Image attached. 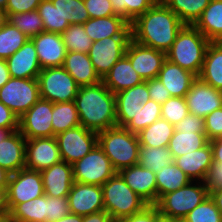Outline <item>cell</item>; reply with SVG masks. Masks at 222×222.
I'll return each instance as SVG.
<instances>
[{
    "mask_svg": "<svg viewBox=\"0 0 222 222\" xmlns=\"http://www.w3.org/2000/svg\"><path fill=\"white\" fill-rule=\"evenodd\" d=\"M125 183L148 205L157 203L156 174L141 165H133L118 172Z\"/></svg>",
    "mask_w": 222,
    "mask_h": 222,
    "instance_id": "18",
    "label": "cell"
},
{
    "mask_svg": "<svg viewBox=\"0 0 222 222\" xmlns=\"http://www.w3.org/2000/svg\"><path fill=\"white\" fill-rule=\"evenodd\" d=\"M158 79L171 97H184L197 76L166 59L159 71Z\"/></svg>",
    "mask_w": 222,
    "mask_h": 222,
    "instance_id": "26",
    "label": "cell"
},
{
    "mask_svg": "<svg viewBox=\"0 0 222 222\" xmlns=\"http://www.w3.org/2000/svg\"><path fill=\"white\" fill-rule=\"evenodd\" d=\"M74 102L84 128L98 133L117 126L115 94L102 81L80 86Z\"/></svg>",
    "mask_w": 222,
    "mask_h": 222,
    "instance_id": "2",
    "label": "cell"
},
{
    "mask_svg": "<svg viewBox=\"0 0 222 222\" xmlns=\"http://www.w3.org/2000/svg\"><path fill=\"white\" fill-rule=\"evenodd\" d=\"M0 215H10L7 189H0Z\"/></svg>",
    "mask_w": 222,
    "mask_h": 222,
    "instance_id": "58",
    "label": "cell"
},
{
    "mask_svg": "<svg viewBox=\"0 0 222 222\" xmlns=\"http://www.w3.org/2000/svg\"><path fill=\"white\" fill-rule=\"evenodd\" d=\"M44 194L49 197H68L74 183L73 166L63 160L40 171Z\"/></svg>",
    "mask_w": 222,
    "mask_h": 222,
    "instance_id": "22",
    "label": "cell"
},
{
    "mask_svg": "<svg viewBox=\"0 0 222 222\" xmlns=\"http://www.w3.org/2000/svg\"><path fill=\"white\" fill-rule=\"evenodd\" d=\"M184 222H222V216L214 201L208 196L184 218Z\"/></svg>",
    "mask_w": 222,
    "mask_h": 222,
    "instance_id": "45",
    "label": "cell"
},
{
    "mask_svg": "<svg viewBox=\"0 0 222 222\" xmlns=\"http://www.w3.org/2000/svg\"><path fill=\"white\" fill-rule=\"evenodd\" d=\"M208 142L206 133L175 130L169 141L168 148L175 159L204 147Z\"/></svg>",
    "mask_w": 222,
    "mask_h": 222,
    "instance_id": "32",
    "label": "cell"
},
{
    "mask_svg": "<svg viewBox=\"0 0 222 222\" xmlns=\"http://www.w3.org/2000/svg\"><path fill=\"white\" fill-rule=\"evenodd\" d=\"M47 195L15 205L10 210L12 222H46Z\"/></svg>",
    "mask_w": 222,
    "mask_h": 222,
    "instance_id": "31",
    "label": "cell"
},
{
    "mask_svg": "<svg viewBox=\"0 0 222 222\" xmlns=\"http://www.w3.org/2000/svg\"><path fill=\"white\" fill-rule=\"evenodd\" d=\"M213 150V162L222 164V136L210 141Z\"/></svg>",
    "mask_w": 222,
    "mask_h": 222,
    "instance_id": "57",
    "label": "cell"
},
{
    "mask_svg": "<svg viewBox=\"0 0 222 222\" xmlns=\"http://www.w3.org/2000/svg\"><path fill=\"white\" fill-rule=\"evenodd\" d=\"M157 201L170 192L180 189L191 182V179L173 162L167 167H162L156 173Z\"/></svg>",
    "mask_w": 222,
    "mask_h": 222,
    "instance_id": "34",
    "label": "cell"
},
{
    "mask_svg": "<svg viewBox=\"0 0 222 222\" xmlns=\"http://www.w3.org/2000/svg\"><path fill=\"white\" fill-rule=\"evenodd\" d=\"M158 119H161V105L150 99L148 102L140 104L136 115L124 127L130 132L138 134Z\"/></svg>",
    "mask_w": 222,
    "mask_h": 222,
    "instance_id": "38",
    "label": "cell"
},
{
    "mask_svg": "<svg viewBox=\"0 0 222 222\" xmlns=\"http://www.w3.org/2000/svg\"><path fill=\"white\" fill-rule=\"evenodd\" d=\"M97 144L109 158L116 172L138 164V136L125 127L114 126L98 132Z\"/></svg>",
    "mask_w": 222,
    "mask_h": 222,
    "instance_id": "3",
    "label": "cell"
},
{
    "mask_svg": "<svg viewBox=\"0 0 222 222\" xmlns=\"http://www.w3.org/2000/svg\"><path fill=\"white\" fill-rule=\"evenodd\" d=\"M146 82L151 100L162 105L171 98L170 93L158 78L148 79Z\"/></svg>",
    "mask_w": 222,
    "mask_h": 222,
    "instance_id": "51",
    "label": "cell"
},
{
    "mask_svg": "<svg viewBox=\"0 0 222 222\" xmlns=\"http://www.w3.org/2000/svg\"><path fill=\"white\" fill-rule=\"evenodd\" d=\"M90 18L116 15L110 0H83Z\"/></svg>",
    "mask_w": 222,
    "mask_h": 222,
    "instance_id": "49",
    "label": "cell"
},
{
    "mask_svg": "<svg viewBox=\"0 0 222 222\" xmlns=\"http://www.w3.org/2000/svg\"><path fill=\"white\" fill-rule=\"evenodd\" d=\"M209 196L214 201L222 216V188L209 192Z\"/></svg>",
    "mask_w": 222,
    "mask_h": 222,
    "instance_id": "60",
    "label": "cell"
},
{
    "mask_svg": "<svg viewBox=\"0 0 222 222\" xmlns=\"http://www.w3.org/2000/svg\"><path fill=\"white\" fill-rule=\"evenodd\" d=\"M79 86L94 85L102 81L88 53L67 52L62 66Z\"/></svg>",
    "mask_w": 222,
    "mask_h": 222,
    "instance_id": "28",
    "label": "cell"
},
{
    "mask_svg": "<svg viewBox=\"0 0 222 222\" xmlns=\"http://www.w3.org/2000/svg\"><path fill=\"white\" fill-rule=\"evenodd\" d=\"M175 130L194 131V133H205L204 118L194 114H188L178 124Z\"/></svg>",
    "mask_w": 222,
    "mask_h": 222,
    "instance_id": "53",
    "label": "cell"
},
{
    "mask_svg": "<svg viewBox=\"0 0 222 222\" xmlns=\"http://www.w3.org/2000/svg\"><path fill=\"white\" fill-rule=\"evenodd\" d=\"M138 164L150 169L155 174L162 167H167L174 162V158L168 147L140 146Z\"/></svg>",
    "mask_w": 222,
    "mask_h": 222,
    "instance_id": "37",
    "label": "cell"
},
{
    "mask_svg": "<svg viewBox=\"0 0 222 222\" xmlns=\"http://www.w3.org/2000/svg\"><path fill=\"white\" fill-rule=\"evenodd\" d=\"M208 192L222 188V164L213 162L203 180Z\"/></svg>",
    "mask_w": 222,
    "mask_h": 222,
    "instance_id": "52",
    "label": "cell"
},
{
    "mask_svg": "<svg viewBox=\"0 0 222 222\" xmlns=\"http://www.w3.org/2000/svg\"><path fill=\"white\" fill-rule=\"evenodd\" d=\"M72 166L74 181L82 184L102 186L116 173L98 144Z\"/></svg>",
    "mask_w": 222,
    "mask_h": 222,
    "instance_id": "8",
    "label": "cell"
},
{
    "mask_svg": "<svg viewBox=\"0 0 222 222\" xmlns=\"http://www.w3.org/2000/svg\"><path fill=\"white\" fill-rule=\"evenodd\" d=\"M67 198L73 214L86 216L104 210L103 190L98 185L74 181Z\"/></svg>",
    "mask_w": 222,
    "mask_h": 222,
    "instance_id": "16",
    "label": "cell"
},
{
    "mask_svg": "<svg viewBox=\"0 0 222 222\" xmlns=\"http://www.w3.org/2000/svg\"><path fill=\"white\" fill-rule=\"evenodd\" d=\"M61 160L58 143L55 137L26 139V169L42 171Z\"/></svg>",
    "mask_w": 222,
    "mask_h": 222,
    "instance_id": "15",
    "label": "cell"
},
{
    "mask_svg": "<svg viewBox=\"0 0 222 222\" xmlns=\"http://www.w3.org/2000/svg\"><path fill=\"white\" fill-rule=\"evenodd\" d=\"M7 22L17 27L29 39L44 31L43 21L37 10L7 14Z\"/></svg>",
    "mask_w": 222,
    "mask_h": 222,
    "instance_id": "40",
    "label": "cell"
},
{
    "mask_svg": "<svg viewBox=\"0 0 222 222\" xmlns=\"http://www.w3.org/2000/svg\"><path fill=\"white\" fill-rule=\"evenodd\" d=\"M190 114L205 118L222 107V91L202 82L198 77L185 96Z\"/></svg>",
    "mask_w": 222,
    "mask_h": 222,
    "instance_id": "17",
    "label": "cell"
},
{
    "mask_svg": "<svg viewBox=\"0 0 222 222\" xmlns=\"http://www.w3.org/2000/svg\"><path fill=\"white\" fill-rule=\"evenodd\" d=\"M61 159L69 164L83 158L97 145V132L78 126L55 136Z\"/></svg>",
    "mask_w": 222,
    "mask_h": 222,
    "instance_id": "10",
    "label": "cell"
},
{
    "mask_svg": "<svg viewBox=\"0 0 222 222\" xmlns=\"http://www.w3.org/2000/svg\"><path fill=\"white\" fill-rule=\"evenodd\" d=\"M130 26L131 38L136 43L167 53L185 24L158 0Z\"/></svg>",
    "mask_w": 222,
    "mask_h": 222,
    "instance_id": "1",
    "label": "cell"
},
{
    "mask_svg": "<svg viewBox=\"0 0 222 222\" xmlns=\"http://www.w3.org/2000/svg\"><path fill=\"white\" fill-rule=\"evenodd\" d=\"M193 26L210 42H222V0H211Z\"/></svg>",
    "mask_w": 222,
    "mask_h": 222,
    "instance_id": "30",
    "label": "cell"
},
{
    "mask_svg": "<svg viewBox=\"0 0 222 222\" xmlns=\"http://www.w3.org/2000/svg\"><path fill=\"white\" fill-rule=\"evenodd\" d=\"M10 78L6 60L0 59V89L9 81Z\"/></svg>",
    "mask_w": 222,
    "mask_h": 222,
    "instance_id": "59",
    "label": "cell"
},
{
    "mask_svg": "<svg viewBox=\"0 0 222 222\" xmlns=\"http://www.w3.org/2000/svg\"><path fill=\"white\" fill-rule=\"evenodd\" d=\"M55 222H83V216L69 213L67 216H65Z\"/></svg>",
    "mask_w": 222,
    "mask_h": 222,
    "instance_id": "62",
    "label": "cell"
},
{
    "mask_svg": "<svg viewBox=\"0 0 222 222\" xmlns=\"http://www.w3.org/2000/svg\"><path fill=\"white\" fill-rule=\"evenodd\" d=\"M204 127L209 141L222 136V107L204 118Z\"/></svg>",
    "mask_w": 222,
    "mask_h": 222,
    "instance_id": "48",
    "label": "cell"
},
{
    "mask_svg": "<svg viewBox=\"0 0 222 222\" xmlns=\"http://www.w3.org/2000/svg\"><path fill=\"white\" fill-rule=\"evenodd\" d=\"M10 173L0 166V189H7Z\"/></svg>",
    "mask_w": 222,
    "mask_h": 222,
    "instance_id": "61",
    "label": "cell"
},
{
    "mask_svg": "<svg viewBox=\"0 0 222 222\" xmlns=\"http://www.w3.org/2000/svg\"><path fill=\"white\" fill-rule=\"evenodd\" d=\"M26 138L19 130L10 132L0 142V166L10 174L25 168Z\"/></svg>",
    "mask_w": 222,
    "mask_h": 222,
    "instance_id": "23",
    "label": "cell"
},
{
    "mask_svg": "<svg viewBox=\"0 0 222 222\" xmlns=\"http://www.w3.org/2000/svg\"><path fill=\"white\" fill-rule=\"evenodd\" d=\"M185 25H193L211 0H161Z\"/></svg>",
    "mask_w": 222,
    "mask_h": 222,
    "instance_id": "36",
    "label": "cell"
},
{
    "mask_svg": "<svg viewBox=\"0 0 222 222\" xmlns=\"http://www.w3.org/2000/svg\"><path fill=\"white\" fill-rule=\"evenodd\" d=\"M61 36L67 52L88 53L93 44L83 24L70 25Z\"/></svg>",
    "mask_w": 222,
    "mask_h": 222,
    "instance_id": "41",
    "label": "cell"
},
{
    "mask_svg": "<svg viewBox=\"0 0 222 222\" xmlns=\"http://www.w3.org/2000/svg\"><path fill=\"white\" fill-rule=\"evenodd\" d=\"M10 210L17 204L44 195V186L40 171L26 168L10 175L7 186Z\"/></svg>",
    "mask_w": 222,
    "mask_h": 222,
    "instance_id": "13",
    "label": "cell"
},
{
    "mask_svg": "<svg viewBox=\"0 0 222 222\" xmlns=\"http://www.w3.org/2000/svg\"><path fill=\"white\" fill-rule=\"evenodd\" d=\"M37 11L43 21L44 31L46 32L62 34L70 26L67 20H63L51 0H42Z\"/></svg>",
    "mask_w": 222,
    "mask_h": 222,
    "instance_id": "42",
    "label": "cell"
},
{
    "mask_svg": "<svg viewBox=\"0 0 222 222\" xmlns=\"http://www.w3.org/2000/svg\"><path fill=\"white\" fill-rule=\"evenodd\" d=\"M0 129L14 132L19 130V118L0 101Z\"/></svg>",
    "mask_w": 222,
    "mask_h": 222,
    "instance_id": "55",
    "label": "cell"
},
{
    "mask_svg": "<svg viewBox=\"0 0 222 222\" xmlns=\"http://www.w3.org/2000/svg\"><path fill=\"white\" fill-rule=\"evenodd\" d=\"M41 2L42 0H8L5 12L12 14L35 11Z\"/></svg>",
    "mask_w": 222,
    "mask_h": 222,
    "instance_id": "54",
    "label": "cell"
},
{
    "mask_svg": "<svg viewBox=\"0 0 222 222\" xmlns=\"http://www.w3.org/2000/svg\"><path fill=\"white\" fill-rule=\"evenodd\" d=\"M37 80L41 99L53 103L74 101L80 87L62 66L42 69Z\"/></svg>",
    "mask_w": 222,
    "mask_h": 222,
    "instance_id": "7",
    "label": "cell"
},
{
    "mask_svg": "<svg viewBox=\"0 0 222 222\" xmlns=\"http://www.w3.org/2000/svg\"><path fill=\"white\" fill-rule=\"evenodd\" d=\"M63 20L70 25L83 24L90 19L83 0H51Z\"/></svg>",
    "mask_w": 222,
    "mask_h": 222,
    "instance_id": "43",
    "label": "cell"
},
{
    "mask_svg": "<svg viewBox=\"0 0 222 222\" xmlns=\"http://www.w3.org/2000/svg\"><path fill=\"white\" fill-rule=\"evenodd\" d=\"M78 126H80V119L74 101L53 103V137L61 132Z\"/></svg>",
    "mask_w": 222,
    "mask_h": 222,
    "instance_id": "35",
    "label": "cell"
},
{
    "mask_svg": "<svg viewBox=\"0 0 222 222\" xmlns=\"http://www.w3.org/2000/svg\"><path fill=\"white\" fill-rule=\"evenodd\" d=\"M163 217L160 215L155 205L146 206L141 212L122 218L118 222H162Z\"/></svg>",
    "mask_w": 222,
    "mask_h": 222,
    "instance_id": "50",
    "label": "cell"
},
{
    "mask_svg": "<svg viewBox=\"0 0 222 222\" xmlns=\"http://www.w3.org/2000/svg\"><path fill=\"white\" fill-rule=\"evenodd\" d=\"M42 69L63 66L67 50L61 34L43 31L31 38Z\"/></svg>",
    "mask_w": 222,
    "mask_h": 222,
    "instance_id": "19",
    "label": "cell"
},
{
    "mask_svg": "<svg viewBox=\"0 0 222 222\" xmlns=\"http://www.w3.org/2000/svg\"><path fill=\"white\" fill-rule=\"evenodd\" d=\"M104 210L113 221L141 212L148 204L116 172L102 186Z\"/></svg>",
    "mask_w": 222,
    "mask_h": 222,
    "instance_id": "5",
    "label": "cell"
},
{
    "mask_svg": "<svg viewBox=\"0 0 222 222\" xmlns=\"http://www.w3.org/2000/svg\"><path fill=\"white\" fill-rule=\"evenodd\" d=\"M37 79L10 78L0 89V101L20 118L40 99Z\"/></svg>",
    "mask_w": 222,
    "mask_h": 222,
    "instance_id": "9",
    "label": "cell"
},
{
    "mask_svg": "<svg viewBox=\"0 0 222 222\" xmlns=\"http://www.w3.org/2000/svg\"><path fill=\"white\" fill-rule=\"evenodd\" d=\"M83 26L92 41H100L106 37L131 36L130 23L120 15L90 18Z\"/></svg>",
    "mask_w": 222,
    "mask_h": 222,
    "instance_id": "24",
    "label": "cell"
},
{
    "mask_svg": "<svg viewBox=\"0 0 222 222\" xmlns=\"http://www.w3.org/2000/svg\"><path fill=\"white\" fill-rule=\"evenodd\" d=\"M115 98L117 126L124 127L136 115L140 104L150 100L147 82L143 81L132 88L119 91Z\"/></svg>",
    "mask_w": 222,
    "mask_h": 222,
    "instance_id": "20",
    "label": "cell"
},
{
    "mask_svg": "<svg viewBox=\"0 0 222 222\" xmlns=\"http://www.w3.org/2000/svg\"><path fill=\"white\" fill-rule=\"evenodd\" d=\"M131 39V36H115L93 41L88 56L101 79L125 55L127 45Z\"/></svg>",
    "mask_w": 222,
    "mask_h": 222,
    "instance_id": "11",
    "label": "cell"
},
{
    "mask_svg": "<svg viewBox=\"0 0 222 222\" xmlns=\"http://www.w3.org/2000/svg\"><path fill=\"white\" fill-rule=\"evenodd\" d=\"M111 216L105 211L83 216V222H112Z\"/></svg>",
    "mask_w": 222,
    "mask_h": 222,
    "instance_id": "56",
    "label": "cell"
},
{
    "mask_svg": "<svg viewBox=\"0 0 222 222\" xmlns=\"http://www.w3.org/2000/svg\"><path fill=\"white\" fill-rule=\"evenodd\" d=\"M209 43L210 41L193 25H185L166 53V59L198 77Z\"/></svg>",
    "mask_w": 222,
    "mask_h": 222,
    "instance_id": "4",
    "label": "cell"
},
{
    "mask_svg": "<svg viewBox=\"0 0 222 222\" xmlns=\"http://www.w3.org/2000/svg\"><path fill=\"white\" fill-rule=\"evenodd\" d=\"M7 23V13L5 10L0 9V28Z\"/></svg>",
    "mask_w": 222,
    "mask_h": 222,
    "instance_id": "63",
    "label": "cell"
},
{
    "mask_svg": "<svg viewBox=\"0 0 222 222\" xmlns=\"http://www.w3.org/2000/svg\"><path fill=\"white\" fill-rule=\"evenodd\" d=\"M29 38L17 27L7 22L0 28V59H8L19 50Z\"/></svg>",
    "mask_w": 222,
    "mask_h": 222,
    "instance_id": "39",
    "label": "cell"
},
{
    "mask_svg": "<svg viewBox=\"0 0 222 222\" xmlns=\"http://www.w3.org/2000/svg\"><path fill=\"white\" fill-rule=\"evenodd\" d=\"M10 133L9 130L0 129V142Z\"/></svg>",
    "mask_w": 222,
    "mask_h": 222,
    "instance_id": "64",
    "label": "cell"
},
{
    "mask_svg": "<svg viewBox=\"0 0 222 222\" xmlns=\"http://www.w3.org/2000/svg\"><path fill=\"white\" fill-rule=\"evenodd\" d=\"M125 56L144 81L158 78L159 71L166 60V53L138 44L132 39L127 45Z\"/></svg>",
    "mask_w": 222,
    "mask_h": 222,
    "instance_id": "14",
    "label": "cell"
},
{
    "mask_svg": "<svg viewBox=\"0 0 222 222\" xmlns=\"http://www.w3.org/2000/svg\"><path fill=\"white\" fill-rule=\"evenodd\" d=\"M0 222H12L10 215H0Z\"/></svg>",
    "mask_w": 222,
    "mask_h": 222,
    "instance_id": "65",
    "label": "cell"
},
{
    "mask_svg": "<svg viewBox=\"0 0 222 222\" xmlns=\"http://www.w3.org/2000/svg\"><path fill=\"white\" fill-rule=\"evenodd\" d=\"M70 213L67 197L47 196V216L46 222H55Z\"/></svg>",
    "mask_w": 222,
    "mask_h": 222,
    "instance_id": "47",
    "label": "cell"
},
{
    "mask_svg": "<svg viewBox=\"0 0 222 222\" xmlns=\"http://www.w3.org/2000/svg\"><path fill=\"white\" fill-rule=\"evenodd\" d=\"M209 196L203 181H191L178 190L161 196L155 206L164 219L183 218Z\"/></svg>",
    "mask_w": 222,
    "mask_h": 222,
    "instance_id": "6",
    "label": "cell"
},
{
    "mask_svg": "<svg viewBox=\"0 0 222 222\" xmlns=\"http://www.w3.org/2000/svg\"><path fill=\"white\" fill-rule=\"evenodd\" d=\"M174 131V125L161 118L141 130L137 136L140 146L168 147Z\"/></svg>",
    "mask_w": 222,
    "mask_h": 222,
    "instance_id": "33",
    "label": "cell"
},
{
    "mask_svg": "<svg viewBox=\"0 0 222 222\" xmlns=\"http://www.w3.org/2000/svg\"><path fill=\"white\" fill-rule=\"evenodd\" d=\"M6 63L11 78L37 79L42 70L31 39H28L19 50L6 59Z\"/></svg>",
    "mask_w": 222,
    "mask_h": 222,
    "instance_id": "21",
    "label": "cell"
},
{
    "mask_svg": "<svg viewBox=\"0 0 222 222\" xmlns=\"http://www.w3.org/2000/svg\"><path fill=\"white\" fill-rule=\"evenodd\" d=\"M198 78L222 91V42H210L208 44Z\"/></svg>",
    "mask_w": 222,
    "mask_h": 222,
    "instance_id": "29",
    "label": "cell"
},
{
    "mask_svg": "<svg viewBox=\"0 0 222 222\" xmlns=\"http://www.w3.org/2000/svg\"><path fill=\"white\" fill-rule=\"evenodd\" d=\"M188 114L189 109L184 97H171L161 105V118L172 125L178 124Z\"/></svg>",
    "mask_w": 222,
    "mask_h": 222,
    "instance_id": "46",
    "label": "cell"
},
{
    "mask_svg": "<svg viewBox=\"0 0 222 222\" xmlns=\"http://www.w3.org/2000/svg\"><path fill=\"white\" fill-rule=\"evenodd\" d=\"M53 102L39 99L19 118V131L26 139L53 137Z\"/></svg>",
    "mask_w": 222,
    "mask_h": 222,
    "instance_id": "12",
    "label": "cell"
},
{
    "mask_svg": "<svg viewBox=\"0 0 222 222\" xmlns=\"http://www.w3.org/2000/svg\"><path fill=\"white\" fill-rule=\"evenodd\" d=\"M162 222H184L183 220H179V219H164Z\"/></svg>",
    "mask_w": 222,
    "mask_h": 222,
    "instance_id": "67",
    "label": "cell"
},
{
    "mask_svg": "<svg viewBox=\"0 0 222 222\" xmlns=\"http://www.w3.org/2000/svg\"><path fill=\"white\" fill-rule=\"evenodd\" d=\"M174 163L191 181H203L213 164V150L210 141L198 150L176 157Z\"/></svg>",
    "mask_w": 222,
    "mask_h": 222,
    "instance_id": "25",
    "label": "cell"
},
{
    "mask_svg": "<svg viewBox=\"0 0 222 222\" xmlns=\"http://www.w3.org/2000/svg\"><path fill=\"white\" fill-rule=\"evenodd\" d=\"M116 15L124 17L132 23L138 16L144 14L158 0H110Z\"/></svg>",
    "mask_w": 222,
    "mask_h": 222,
    "instance_id": "44",
    "label": "cell"
},
{
    "mask_svg": "<svg viewBox=\"0 0 222 222\" xmlns=\"http://www.w3.org/2000/svg\"><path fill=\"white\" fill-rule=\"evenodd\" d=\"M8 0H0V9L5 10Z\"/></svg>",
    "mask_w": 222,
    "mask_h": 222,
    "instance_id": "66",
    "label": "cell"
},
{
    "mask_svg": "<svg viewBox=\"0 0 222 222\" xmlns=\"http://www.w3.org/2000/svg\"><path fill=\"white\" fill-rule=\"evenodd\" d=\"M143 78L133 69L130 60L124 55L102 79L103 84L114 94L142 83Z\"/></svg>",
    "mask_w": 222,
    "mask_h": 222,
    "instance_id": "27",
    "label": "cell"
}]
</instances>
